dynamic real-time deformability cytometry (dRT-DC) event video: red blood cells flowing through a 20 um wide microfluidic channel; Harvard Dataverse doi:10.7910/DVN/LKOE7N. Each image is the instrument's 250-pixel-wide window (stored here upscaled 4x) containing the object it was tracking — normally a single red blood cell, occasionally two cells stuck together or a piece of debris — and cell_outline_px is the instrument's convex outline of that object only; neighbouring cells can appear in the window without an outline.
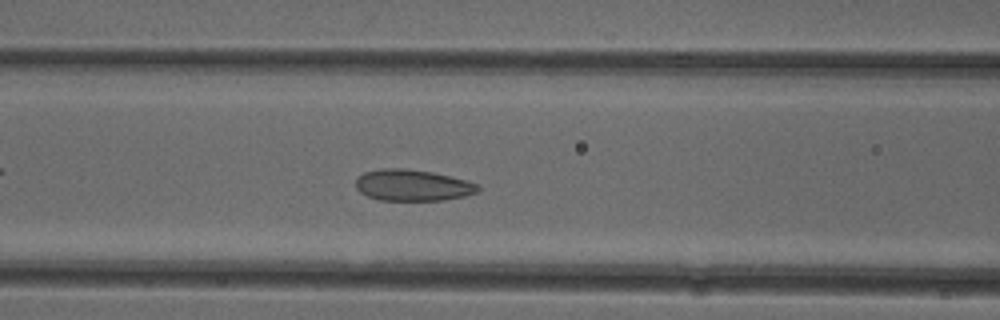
{"species": "common noctule bat (a hibernating species)", "species_latin": "Nyctalus noctula", "temperature_condition": "cold", "stored_images_in_passage": 48, "camera_frame_rate_fps": 3000, "um_per_image_px": 0.085, "animal": {"sex": "female"}, "frame": {"image": 1, "passage_image": 18, "time_ms": 5.667, "image_size_px": [1000, 320], "cell_outline_px": [[480, 188], [476, 192], [464, 196], [444, 200], [380, 200], [368, 196], [360, 192], [356, 188], [356, 180], [364, 172], [380, 168], [404, 168], [432, 172], [480, 184]], "centroid_in_image_um": [35.06, 15.74], "position_along_channel_um": 131.5, "area_um2": 22.2}}
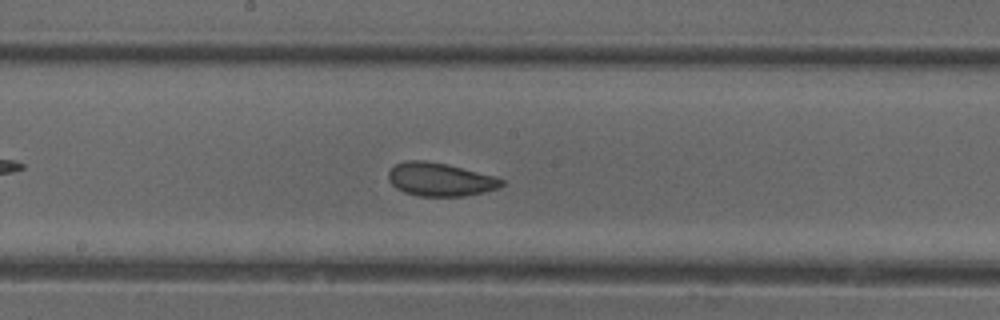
{"frame": {"image": 2, "passage_image": 24, "time_ms": 7.667, "image_size_px": [1000, 320], "cell_outline_px": [[504, 184], [500, 188], [484, 192], [464, 196], [420, 196], [404, 192], [396, 188], [388, 180], [388, 172], [396, 164], [404, 160], [424, 160], [448, 164], [496, 176], [504, 180]], "centroid_in_image_um": [37.43, 15.25], "position_along_channel_um": 210.8, "area_um2": 22.2}}
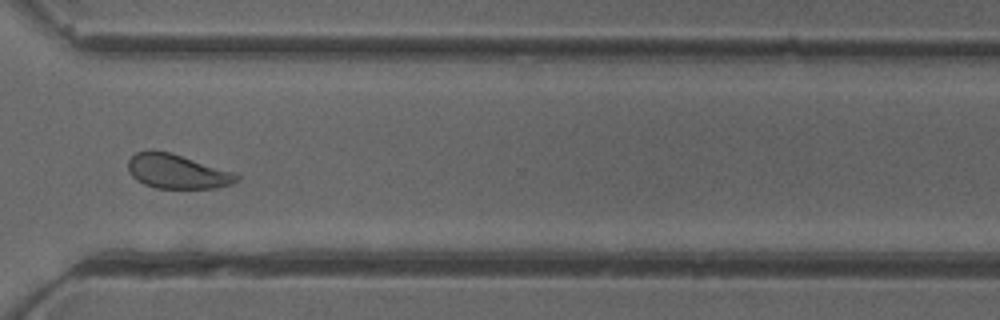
{"frame": {"image": 3, "passage_image": 35, "time_ms": 11.333, "image_size_px": [1000, 320], "cell_outline_px": [[240, 180], [232, 184], [216, 188], [156, 188], [144, 184], [136, 180], [128, 172], [128, 160], [136, 152], [148, 148], [168, 152], [236, 172], [240, 176]], "centroid_in_image_um": [15.05, 14.56], "position_along_channel_um": 355.5, "area_um2": 22.02}, "authors_computed_cell_mechanics": {"area_um2": 22.4842, "velocity_mm_per_s": 3.9655, "shape_relaxation_time_tau1_ms": 8.9682, "shape_relaxation_time_tau2_ms": 1.4819, "deformation_change_tau1": 0.1437, "deformation_change_tau2": 0.074}}